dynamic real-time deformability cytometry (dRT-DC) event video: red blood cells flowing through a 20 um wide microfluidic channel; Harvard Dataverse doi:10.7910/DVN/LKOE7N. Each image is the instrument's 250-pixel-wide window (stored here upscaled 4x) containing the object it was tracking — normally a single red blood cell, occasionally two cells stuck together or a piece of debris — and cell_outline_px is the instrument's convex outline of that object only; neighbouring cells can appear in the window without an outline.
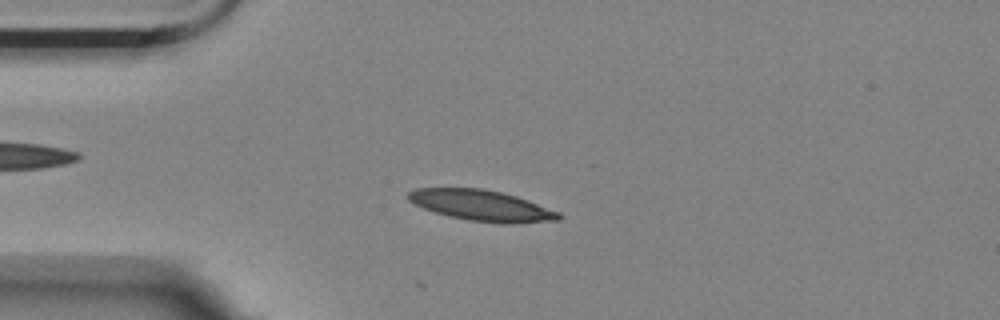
{"species": "Egyptian fruit bat (a non-hibernating species)", "species_latin": "Rousettus aegyptiacus", "temperature_condition": "room temperature", "stored_images_in_passage": 24, "camera_frame_rate_fps": 3000, "um_per_image_px": 0.085, "animal": {"sex": "female"}, "frame": {"image": 1, "passage_image": 7, "time_ms": 2.0, "image_size_px": [1000, 320], "cell_outline_px": [[564, 216], [560, 220], [516, 224], [504, 224], [468, 220], [448, 216], [412, 204], [408, 200], [408, 192], [416, 188], [480, 188], [500, 192], [516, 196], [528, 200], [560, 212]], "centroid_in_image_um": [40.97, 17.48], "position_along_channel_um": 44.0, "area_um2": 27.22}}
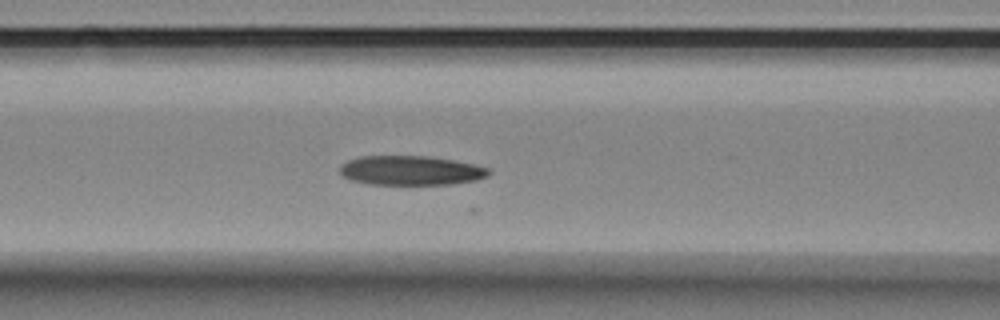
{"frame": {"image": 2, "passage_image": 16, "time_ms": 5.0, "image_size_px": [1000, 320], "cell_outline_px": [[492, 172], [488, 176], [476, 180], [452, 184], [368, 184], [352, 180], [344, 176], [340, 172], [340, 164], [348, 160], [360, 156], [428, 156], [476, 164], [488, 168]], "centroid_in_image_um": [34.93, 14.48], "position_along_channel_um": 131.7, "area_um2": 25.55}}
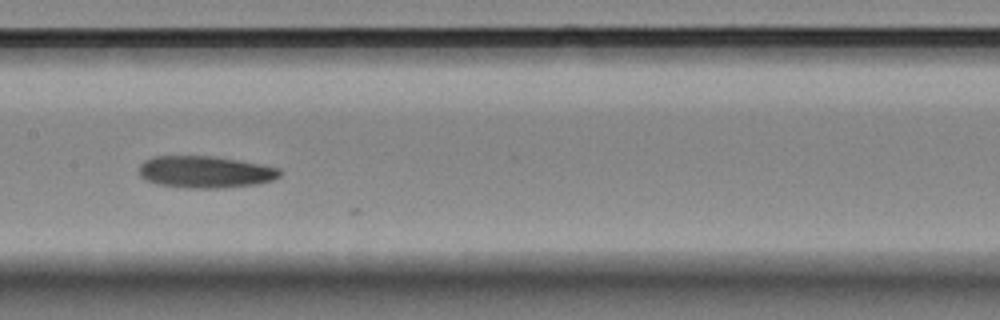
{"frame": {"image": 3, "passage_image": 21, "time_ms": 6.667, "image_size_px": [1000, 320], "cell_outline_px": [[284, 172], [280, 176], [272, 180], [256, 184], [224, 188], [188, 188], [156, 184], [144, 180], [140, 176], [140, 164], [144, 160], [152, 156], [216, 156], [240, 160], [280, 168]], "centroid_in_image_um": [17.45, 14.61], "position_along_channel_um": 190.0, "area_um2": 26.53}}